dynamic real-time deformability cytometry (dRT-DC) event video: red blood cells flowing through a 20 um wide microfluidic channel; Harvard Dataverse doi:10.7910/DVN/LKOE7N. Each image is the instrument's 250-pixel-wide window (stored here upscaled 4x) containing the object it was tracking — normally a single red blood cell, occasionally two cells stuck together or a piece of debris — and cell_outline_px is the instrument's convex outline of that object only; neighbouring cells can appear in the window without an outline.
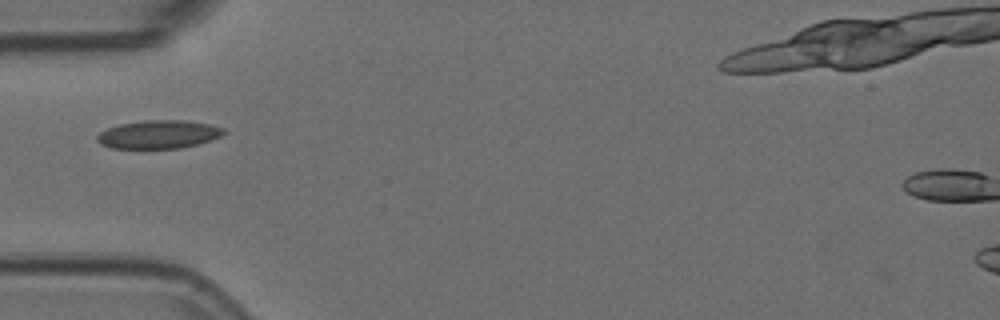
{"species": "Egyptian fruit bat (a non-hibernating species)", "species_latin": "Rousettus aegyptiacus", "temperature_condition": "room temperature", "stored_images_in_passage": 1, "camera_frame_rate_fps": 3000, "um_per_image_px": 0.085, "animal": {"sex": "female"}, "frame": {"image": 1, "passage_image": 1, "time_ms": 0.0, "image_size_px": [1000, 320], "cell_outline_px": [[228, 132], [220, 136], [196, 144], [180, 148], [112, 148], [100, 144], [96, 140], [96, 136], [100, 132], [108, 128], [120, 124], [144, 120], [184, 120], [212, 124], [224, 128]], "centroid_in_image_um": [13.48, 11.41], "position_along_channel_um": 71.5, "area_um2": 20.87}}